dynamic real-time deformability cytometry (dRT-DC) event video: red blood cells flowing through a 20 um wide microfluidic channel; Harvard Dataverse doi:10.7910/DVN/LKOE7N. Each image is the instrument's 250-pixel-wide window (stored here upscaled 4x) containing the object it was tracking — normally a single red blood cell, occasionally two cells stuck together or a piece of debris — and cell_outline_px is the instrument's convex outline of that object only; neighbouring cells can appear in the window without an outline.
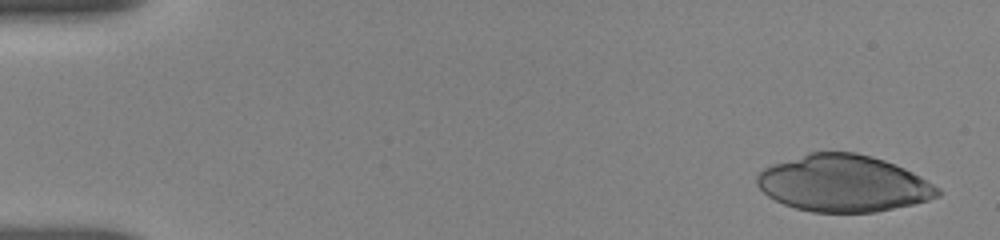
{"species": "human", "species_latin": "Homo sapiens", "temperature_condition": "room temperature", "stored_images_in_passage": 7, "segment_of_instrument_passage": [1, 2], "camera_frame_rate_fps": 3000, "um_per_image_px": 0.085, "donor": {"sex": "female"}, "frame": {"image": 1, "passage_image": 1, "time_ms": 0.0, "image_size_px": [1000, 240], "cell_outline_px": [[944, 192], [940, 196], [928, 200], [912, 204], [876, 212], [812, 212], [796, 208], [784, 204], [768, 196], [756, 184], [756, 176], [764, 168], [772, 164], [808, 152], [856, 152], [872, 156], [896, 164], [920, 176], [940, 188]], "centroid_in_image_um": [71.7, 15.58], "position_along_channel_um": 13.3, "area_um2": 59.82}}